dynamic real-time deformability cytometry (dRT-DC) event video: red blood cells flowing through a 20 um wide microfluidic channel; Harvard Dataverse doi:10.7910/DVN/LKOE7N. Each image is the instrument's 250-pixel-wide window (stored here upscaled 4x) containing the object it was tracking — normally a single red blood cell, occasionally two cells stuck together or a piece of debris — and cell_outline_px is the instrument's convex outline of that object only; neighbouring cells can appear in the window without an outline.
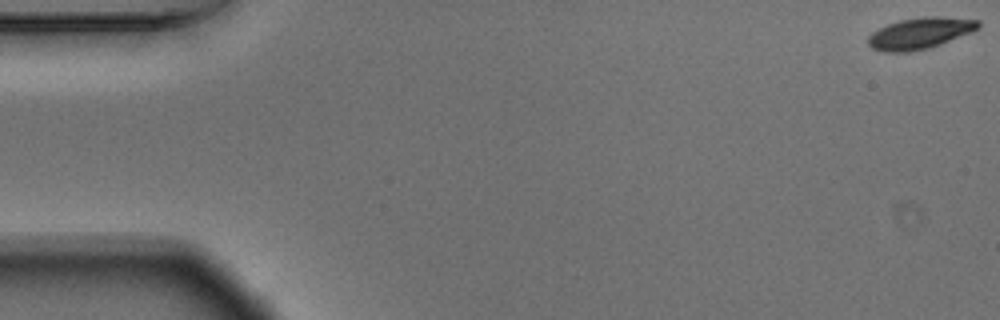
{"species": "Egyptian fruit bat (a non-hibernating species)", "species_latin": "Rousettus aegyptiacus", "temperature_condition": "warm", "stored_images_in_passage": 50, "camera_frame_rate_fps": 3000, "um_per_image_px": 0.085, "animal": {"sex": "male"}, "frame": {"image": 1, "passage_image": 1, "time_ms": 0.0, "image_size_px": [1000, 320], "cell_outline_px": [[980, 28], [972, 32], [940, 44], [928, 48], [912, 52], [884, 52], [872, 48], [868, 44], [868, 36], [872, 32], [888, 24], [900, 20], [932, 16], [936, 16], [980, 20]], "centroid_in_image_um": [78.21, 2.83], "position_along_channel_um": 6.8, "area_um2": 20.0}}
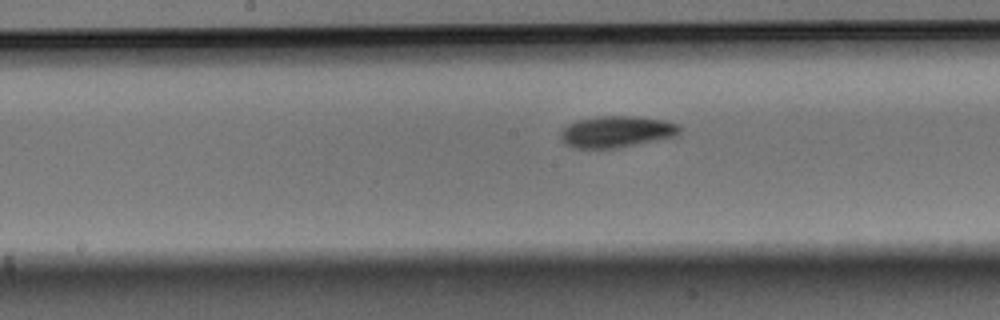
{"frame": {"image": 2, "passage_image": 28, "time_ms": 9.0, "image_size_px": [1000, 320], "cell_outline_px": [[680, 132], [672, 136], [656, 140], [612, 148], [572, 148], [564, 144], [560, 140], [560, 132], [568, 124], [576, 120], [596, 116], [640, 116], [664, 120], [680, 124]], "centroid_in_image_um": [52.35, 11.18], "position_along_channel_um": 195.9, "area_um2": 21.85}}
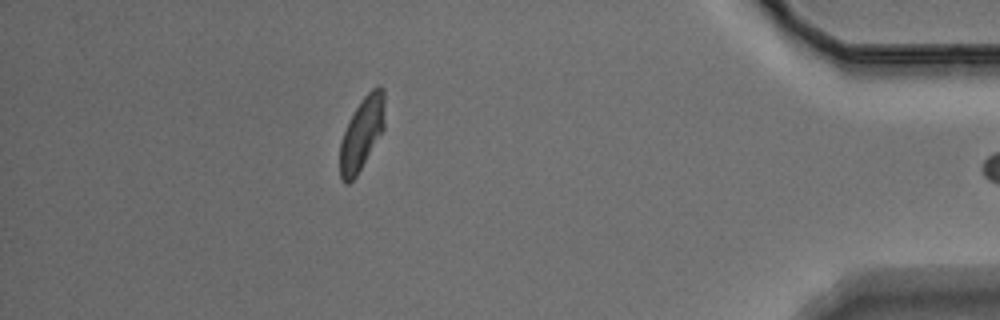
{"frame": {"image": 3, "passage_image": 49, "time_ms": 16.0, "image_size_px": [1000, 320], "cell_outline_px": [[384, 128], [356, 176], [348, 184], [344, 184], [340, 180], [340, 144], [344, 132], [356, 108], [364, 96], [376, 84], [380, 84], [384, 88]], "centroid_in_image_um": [30.76, 11.34], "position_along_channel_um": 404.4, "area_um2": 18.73}}